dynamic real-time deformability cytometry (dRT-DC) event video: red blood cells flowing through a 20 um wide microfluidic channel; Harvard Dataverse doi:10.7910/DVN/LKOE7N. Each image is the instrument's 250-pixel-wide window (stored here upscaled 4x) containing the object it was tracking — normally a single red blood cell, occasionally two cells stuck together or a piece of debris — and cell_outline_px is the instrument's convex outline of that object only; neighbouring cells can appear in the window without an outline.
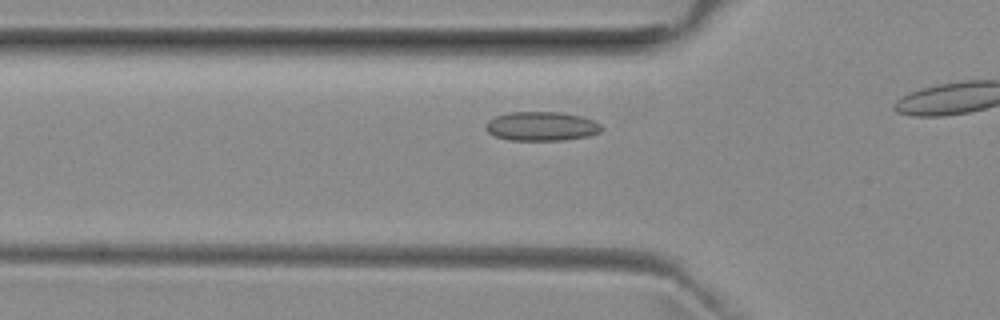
{"species": "common noctule bat (a hibernating species)", "species_latin": "Nyctalus noctula", "temperature_condition": "room temperature", "stored_images_in_passage": 12, "camera_frame_rate_fps": 3000, "um_per_image_px": 0.085, "animal": {"sex": "female", "body_mass_g": 29.2, "forearm_length_mm": 56.3}, "frame": {"image": 1, "passage_image": 7, "time_ms": 2.0, "image_size_px": [1000, 320], "cell_outline_px": [[604, 128], [600, 132], [588, 136], [564, 140], [508, 140], [496, 136], [488, 132], [484, 128], [488, 120], [496, 116], [512, 112], [560, 112], [580, 116], [596, 120]], "centroid_in_image_um": [46.05, 10.73], "position_along_channel_um": 79.7, "area_um2": 19.71}}
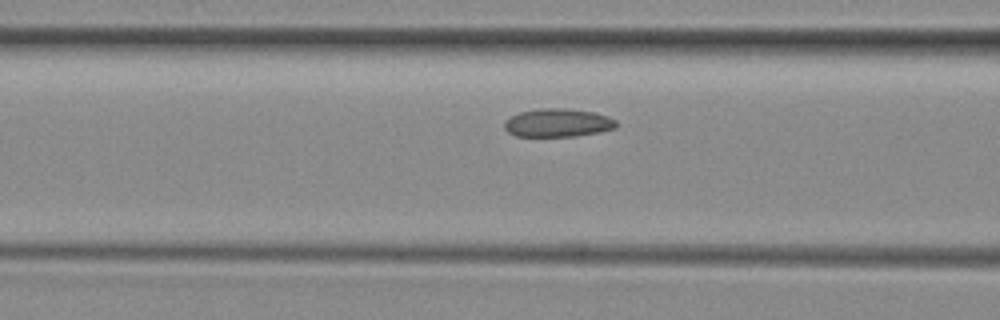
{"frame": {"image": 2, "passage_image": 10, "time_ms": 3.0, "image_size_px": [1000, 320], "cell_outline_px": [[620, 124], [616, 128], [600, 132], [576, 136], [516, 136], [508, 132], [504, 128], [504, 120], [520, 112], [540, 108], [560, 108], [596, 112], [608, 116], [616, 120]], "centroid_in_image_um": [47.45, 10.44], "position_along_channel_um": 119.2, "area_um2": 18.61}}